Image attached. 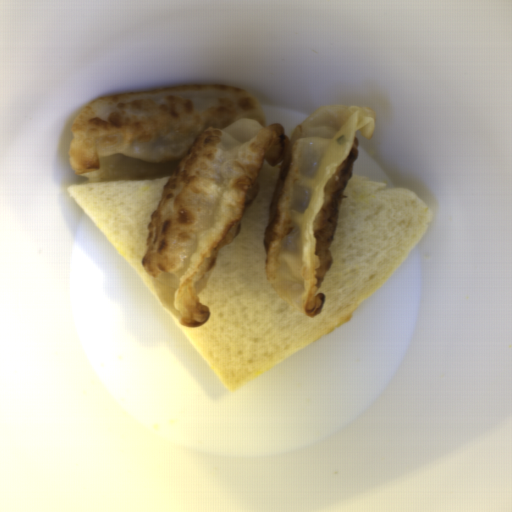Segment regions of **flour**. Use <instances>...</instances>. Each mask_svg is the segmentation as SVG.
Segmentation results:
<instances>
[{"mask_svg": "<svg viewBox=\"0 0 512 512\" xmlns=\"http://www.w3.org/2000/svg\"><path fill=\"white\" fill-rule=\"evenodd\" d=\"M376 111L320 107L291 136L267 124L255 96L201 83L90 101L73 120L69 166L95 181L168 177L146 228L143 268L159 302L182 326L210 319L198 300L221 248L231 243L258 193L263 161L280 163L263 231L268 284L313 318L334 261L332 244L357 131L371 139Z\"/></svg>", "mask_w": 512, "mask_h": 512, "instance_id": "flour-1", "label": "flour"}]
</instances>
